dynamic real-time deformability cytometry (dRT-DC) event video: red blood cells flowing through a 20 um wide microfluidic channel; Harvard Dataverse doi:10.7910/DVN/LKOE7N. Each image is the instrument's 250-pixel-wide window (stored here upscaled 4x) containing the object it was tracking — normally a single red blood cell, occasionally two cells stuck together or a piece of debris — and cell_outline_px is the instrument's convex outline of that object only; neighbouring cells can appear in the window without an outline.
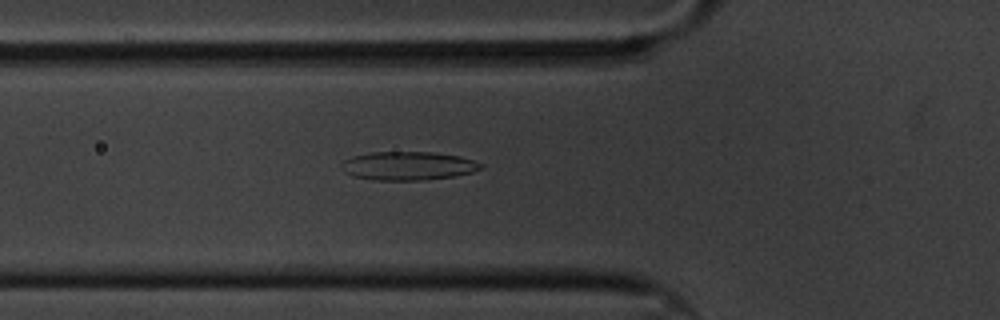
{"species": "common noctule bat (a hibernating species)", "species_latin": "Nyctalus noctula", "temperature_condition": "cold", "stored_images_in_passage": 42, "camera_frame_rate_fps": 3000, "um_per_image_px": 0.085, "animal": {"sex": "male", "body_mass_g": 20.1, "forearm_length_mm": 53.5}, "frame": {"image": 1, "passage_image": 3, "time_ms": 0.667, "image_size_px": [1000, 320], "cell_outline_px": [[484, 168], [472, 172], [452, 176], [424, 180], [372, 180], [352, 176], [344, 172], [340, 168], [340, 164], [344, 160], [352, 156], [372, 152], [432, 152], [460, 156], [484, 164]], "centroid_in_image_um": [34.66, 14.1], "position_along_channel_um": 91.1, "area_um2": 23.35}}
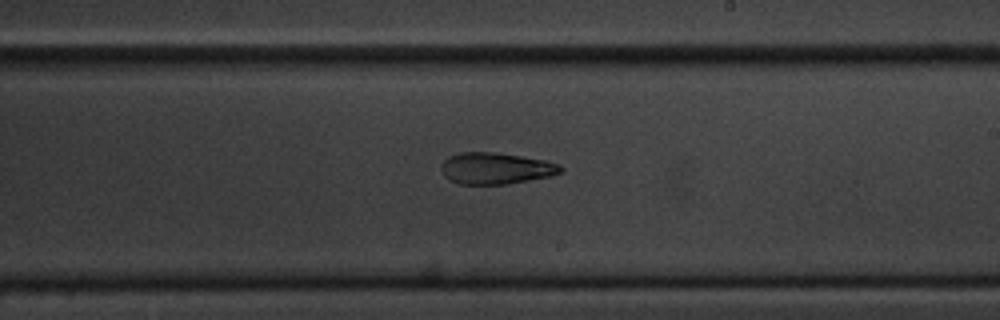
{"frame": {"image": 2, "passage_image": 17, "time_ms": 5.333, "image_size_px": [1000, 320], "cell_outline_px": [[564, 168], [560, 172], [548, 176], [508, 184], [460, 184], [444, 176], [440, 168], [440, 164], [448, 156], [460, 152], [496, 152], [544, 160], [560, 164]], "centroid_in_image_um": [42.1, 14.3], "position_along_channel_um": 246.9, "area_um2": 21.85}}
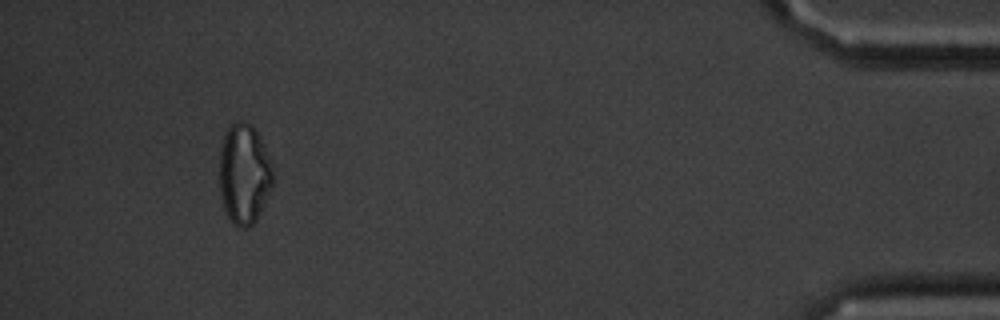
{"frame": {"image": 3, "passage_image": 38, "time_ms": 12.333, "image_size_px": [1000, 320], "cell_outline_px": [[276, 180], [256, 220], [252, 224], [244, 228], [240, 228], [232, 224], [228, 220], [224, 208], [220, 188], [220, 152], [224, 136], [228, 128], [236, 120], [240, 120], [252, 124], [260, 136], [264, 144], [272, 164], [276, 176]], "centroid_in_image_um": [20.79, 14.79], "position_along_channel_um": 414.4, "area_um2": 31.79}, "authors_computed_cell_mechanics": {"area_um2": 23.0911, "velocity_mm_per_s": 3.3224, "shape_relaxation_time_tau1_ms": null, "shape_relaxation_time_tau2_ms": 6.713, "deformation_change_tau1": null, "deformation_change_tau2": 0.1478}}